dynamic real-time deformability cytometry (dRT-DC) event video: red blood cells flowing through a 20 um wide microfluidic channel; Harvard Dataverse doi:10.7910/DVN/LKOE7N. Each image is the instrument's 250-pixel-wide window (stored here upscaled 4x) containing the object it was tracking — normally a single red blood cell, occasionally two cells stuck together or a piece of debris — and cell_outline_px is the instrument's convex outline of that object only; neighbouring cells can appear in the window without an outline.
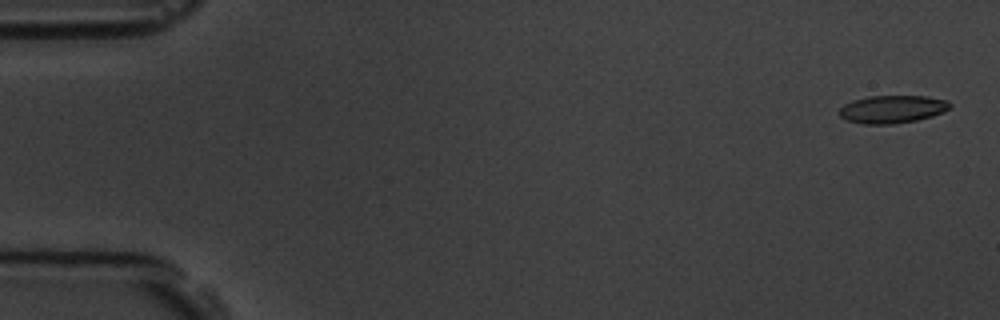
{"species": "common noctule bat (a hibernating species)", "species_latin": "Nyctalus noctula", "temperature_condition": "room temperature", "stored_images_in_passage": 5, "camera_frame_rate_fps": 3000, "um_per_image_px": 0.085, "animal": {"sex": "male", "body_mass_g": 19.5, "forearm_length_mm": 54.6}, "frame": {"image": 1, "passage_image": 1, "time_ms": 0.0, "image_size_px": [1000, 320], "cell_outline_px": [[952, 108], [944, 112], [932, 116], [916, 120], [892, 124], [864, 124], [848, 120], [840, 116], [840, 108], [844, 104], [852, 100], [868, 96], [924, 96], [948, 100], [952, 104]], "centroid_in_image_um": [75.88, 9.27], "position_along_channel_um": 9.1, "area_um2": 17.98}}
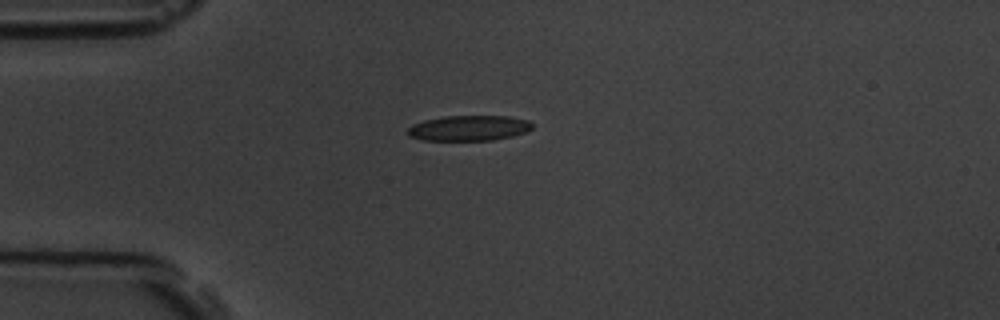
{"frame": {"image": 2, "passage_image": 4, "time_ms": 4.333, "image_size_px": [1000, 320], "cell_outline_px": [[532, 128], [524, 132], [512, 136], [492, 140], [420, 140], [408, 136], [408, 128], [412, 124], [424, 120], [444, 116], [508, 116], [528, 120], [532, 124]], "centroid_in_image_um": [39.82, 10.88], "position_along_channel_um": 45.2, "area_um2": 18.38}}